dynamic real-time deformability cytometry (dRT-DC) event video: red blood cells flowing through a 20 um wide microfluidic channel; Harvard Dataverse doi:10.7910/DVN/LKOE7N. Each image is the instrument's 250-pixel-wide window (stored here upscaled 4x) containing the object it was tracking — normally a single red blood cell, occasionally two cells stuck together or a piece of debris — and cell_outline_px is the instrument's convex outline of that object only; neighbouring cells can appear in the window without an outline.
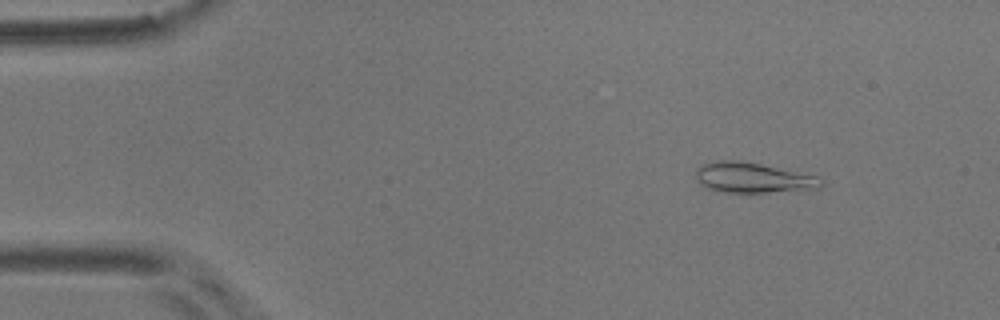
{"species": "common noctule bat (a hibernating species)", "species_latin": "Nyctalus noctula", "temperature_condition": "room temperature", "stored_images_in_passage": 10, "camera_frame_rate_fps": 3000, "um_per_image_px": 0.085, "animal": {"sex": "male", "body_mass_g": 17.9}, "frame": {"image": 1, "passage_image": 2, "time_ms": 0.333, "image_size_px": [1000, 320], "cell_outline_px": [[824, 184], [820, 188], [768, 192], [724, 192], [708, 188], [696, 180], [696, 168], [700, 164], [716, 160], [740, 160], [820, 176], [824, 180]], "centroid_in_image_um": [64.01, 15.09], "position_along_channel_um": 21.0, "area_um2": 22.2}}
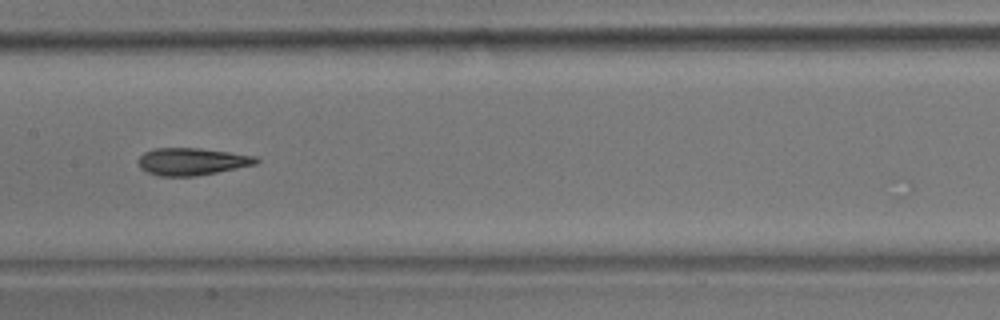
{"frame": {"image": 2, "passage_image": 8, "time_ms": 2.333, "image_size_px": [1000, 320], "cell_outline_px": [[260, 160], [256, 164], [196, 176], [160, 176], [148, 172], [140, 168], [136, 160], [144, 152], [156, 148], [200, 148], [256, 156]], "centroid_in_image_um": [16.28, 13.72], "position_along_channel_um": 191.1, "area_um2": 18.67}}
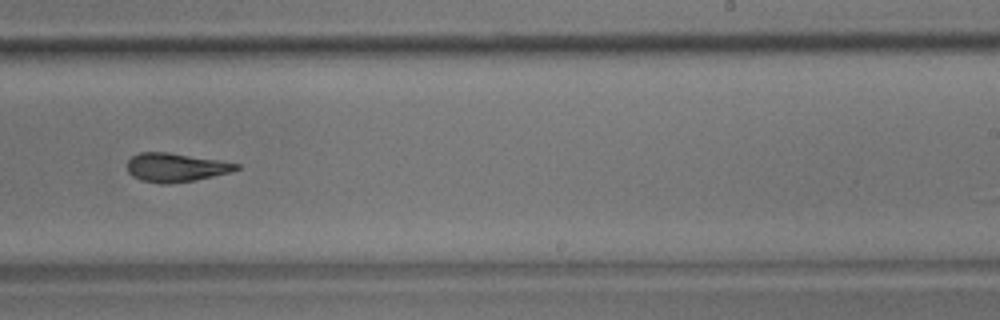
{"frame": {"image": 3, "passage_image": 10, "time_ms": 3.0, "image_size_px": [1000, 320], "cell_outline_px": [[240, 168], [228, 172], [196, 180], [168, 184], [160, 184], [140, 180], [132, 176], [128, 172], [128, 160], [132, 156], [140, 152], [168, 152], [220, 160], [240, 164]], "centroid_in_image_um": [14.91, 14.23], "position_along_channel_um": 274.1, "area_um2": 18.26}}